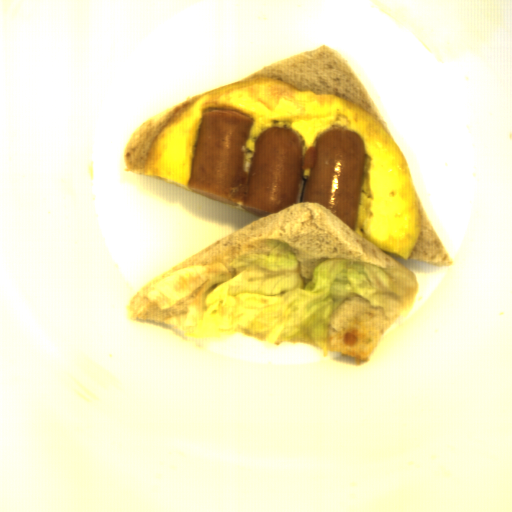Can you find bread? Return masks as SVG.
<instances>
[{"label": "bread", "instance_id": "1", "mask_svg": "<svg viewBox=\"0 0 512 512\" xmlns=\"http://www.w3.org/2000/svg\"><path fill=\"white\" fill-rule=\"evenodd\" d=\"M230 108L253 117L243 159L247 174L255 141L271 126L286 127L304 140L303 155L332 128H349L363 139L364 163L355 230L319 202L292 203L218 239L143 286L127 306L129 320L184 336L203 320L209 291L246 268L229 263L239 255L269 254L268 239L284 240L298 258L303 287L326 258L399 268L414 281L403 296L388 293L387 307L353 294L333 312L327 351L371 361L398 317L412 309L416 273L388 253L437 266L454 259L427 214L413 183L408 159L347 59L325 44L257 70L149 117L123 150L125 172L189 189L193 153L203 112Z\"/></svg>", "mask_w": 512, "mask_h": 512}]
</instances>
